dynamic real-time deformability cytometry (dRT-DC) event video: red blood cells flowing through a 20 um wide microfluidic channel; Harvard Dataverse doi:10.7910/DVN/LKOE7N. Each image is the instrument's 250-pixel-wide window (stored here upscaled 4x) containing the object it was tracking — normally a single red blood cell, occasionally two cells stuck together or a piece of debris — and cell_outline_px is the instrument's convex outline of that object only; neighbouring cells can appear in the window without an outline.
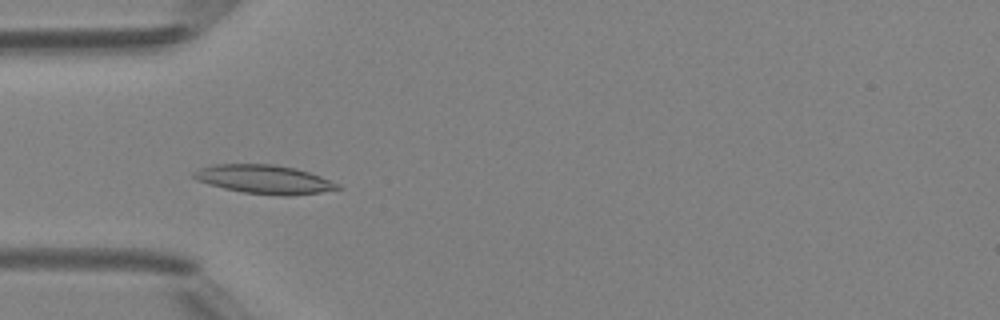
{"species": "Egyptian fruit bat (a non-hibernating species)", "species_latin": "Rousettus aegyptiacus", "temperature_condition": "room temperature", "stored_images_in_passage": 40, "camera_frame_rate_fps": 3000, "um_per_image_px": 0.085, "animal": {"sex": "female"}, "frame": {"image": 1, "passage_image": 12, "time_ms": 3.667, "image_size_px": [1000, 320], "cell_outline_px": [[344, 188], [320, 192], [288, 196], [280, 196], [244, 192], [224, 188], [208, 184], [196, 180], [192, 176], [192, 172], [200, 168], [212, 164], [276, 164], [296, 168], [320, 176], [340, 184]], "centroid_in_image_um": [22.46, 15.24], "position_along_channel_um": 62.5, "area_um2": 24.22}}
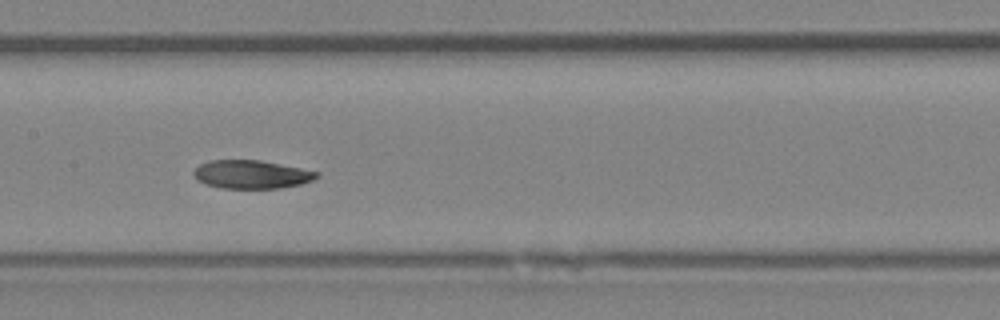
{"frame": {"image": 2, "passage_image": 21, "time_ms": 6.667, "image_size_px": [1000, 320], "cell_outline_px": [[320, 176], [312, 180], [300, 184], [280, 188], [220, 188], [204, 184], [196, 180], [192, 176], [192, 172], [200, 164], [212, 160], [260, 160], [320, 172]], "centroid_in_image_um": [21.34, 14.83], "position_along_channel_um": 186.1, "area_um2": 20.4}}
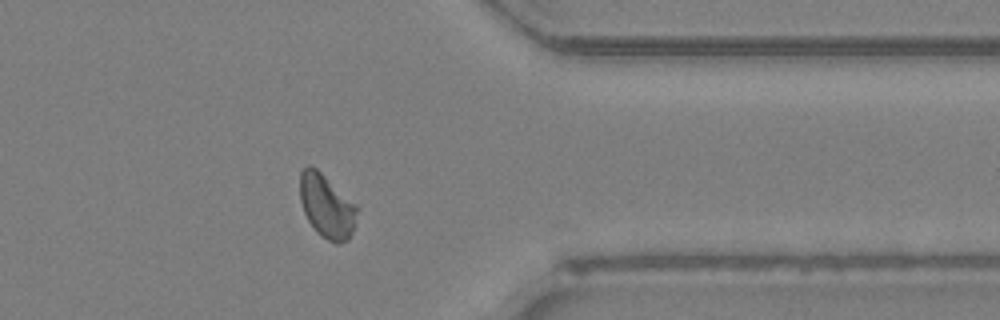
{"frame": {"image": 3, "passage_image": 36, "time_ms": 11.667, "image_size_px": [1000, 320], "cell_outline_px": [[360, 208], [348, 240], [336, 244], [320, 236], [316, 232], [308, 220], [304, 212], [300, 200], [300, 172], [308, 164], [316, 168], [360, 204]], "centroid_in_image_um": [27.81, 17.5], "position_along_channel_um": 383.6, "area_um2": 21.73}, "authors_computed_cell_mechanics": {"area_um2": 21.1837, "velocity_mm_per_s": 4.1887, "shape_relaxation_time_tau1_ms": 2.7452, "shape_relaxation_time_tau2_ms": 3.2453, "deformation_change_tau1": 0.1331, "deformation_change_tau2": 0.0808}}